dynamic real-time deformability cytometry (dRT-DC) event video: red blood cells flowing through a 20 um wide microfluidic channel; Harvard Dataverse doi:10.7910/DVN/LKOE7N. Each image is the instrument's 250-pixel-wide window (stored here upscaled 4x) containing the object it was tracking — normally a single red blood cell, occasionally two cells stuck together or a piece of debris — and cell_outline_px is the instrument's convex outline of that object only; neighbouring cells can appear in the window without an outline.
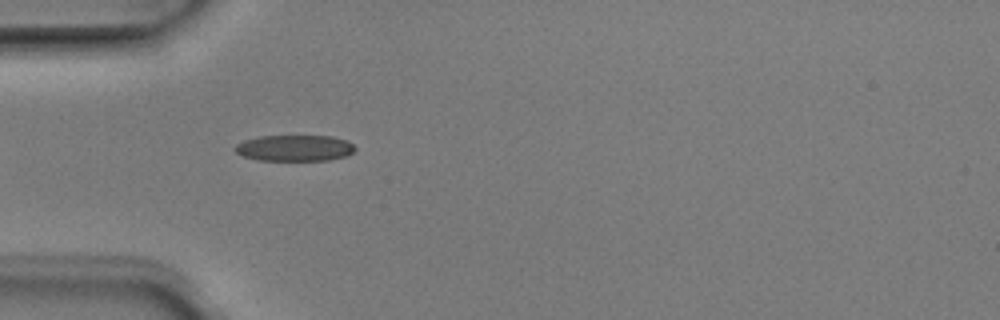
{"species": "Egyptian fruit bat (a non-hibernating species)", "species_latin": "Rousettus aegyptiacus", "temperature_condition": "room temperature", "stored_images_in_passage": 5, "camera_frame_rate_fps": 3000, "um_per_image_px": 0.085, "animal": {"sex": "male"}, "frame": {"image": 1, "passage_image": 4, "time_ms": 1.0, "image_size_px": [1000, 320], "cell_outline_px": [[356, 148], [348, 156], [328, 160], [260, 160], [244, 156], [236, 152], [232, 148], [236, 144], [244, 140], [260, 136], [332, 136], [348, 140]], "centroid_in_image_um": [25.05, 12.58], "position_along_channel_um": 59.9, "area_um2": 18.32}}
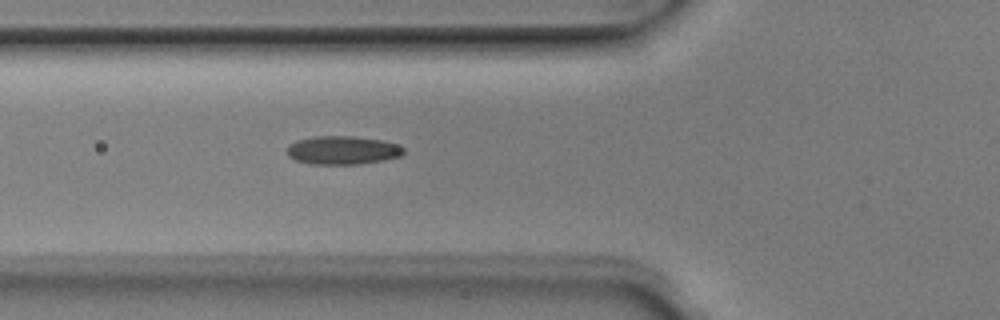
{"frame": {"image": 2, "passage_image": 5, "time_ms": 1.333, "image_size_px": [1000, 320], "cell_outline_px": [[404, 152], [400, 156], [384, 160], [360, 164], [308, 164], [296, 160], [288, 156], [288, 144], [296, 140], [316, 136], [356, 136], [384, 140], [400, 144], [404, 148]], "centroid_in_image_um": [29.14, 12.76], "position_along_channel_um": 96.7, "area_um2": 19.59}}